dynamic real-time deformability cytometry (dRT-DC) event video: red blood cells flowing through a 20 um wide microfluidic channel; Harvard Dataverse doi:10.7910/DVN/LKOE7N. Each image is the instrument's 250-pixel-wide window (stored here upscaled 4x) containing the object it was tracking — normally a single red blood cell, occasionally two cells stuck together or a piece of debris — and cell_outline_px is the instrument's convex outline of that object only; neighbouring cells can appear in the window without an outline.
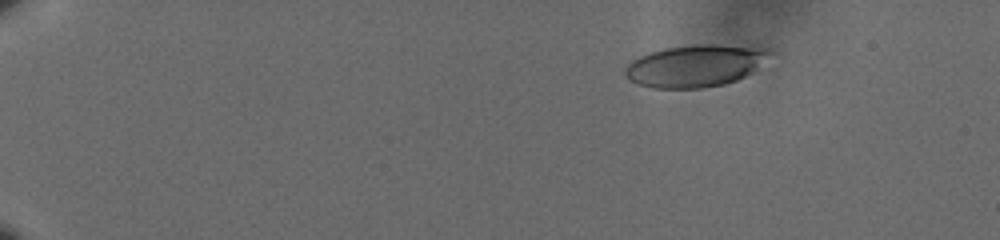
{"species": "human", "species_latin": "Homo sapiens", "temperature_condition": "cold", "stored_images_in_passage": 51, "camera_frame_rate_fps": 3000, "um_per_image_px": 0.085, "donor": {"sex": "male"}, "frame": {"image": 1, "passage_image": 1, "time_ms": 0.0, "image_size_px": [1000, 240], "cell_outline_px": [[776, 52], [752, 72], [736, 80], [724, 84], [700, 88], [652, 88], [628, 80], [624, 76], [624, 68], [632, 60], [648, 52], [668, 48], [696, 44], [712, 44], [768, 48]], "centroid_in_image_um": [59.11, 5.58], "position_along_channel_um": 25.9, "area_um2": 35.6}}
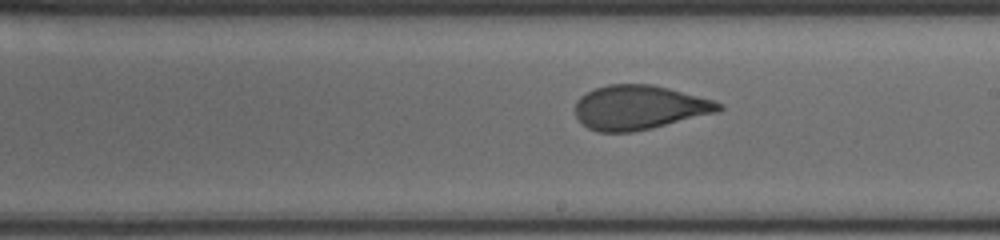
{"frame": {"image": 2, "passage_image": 29, "time_ms": 9.333, "image_size_px": [1000, 240], "cell_outline_px": [[724, 108], [720, 112], [652, 128], [632, 132], [600, 132], [588, 128], [576, 116], [576, 100], [580, 96], [596, 88], [608, 84], [652, 84], [668, 88], [712, 100], [724, 104]], "centroid_in_image_um": [54.36, 9.14], "position_along_channel_um": 234.6, "area_um2": 36.99}}
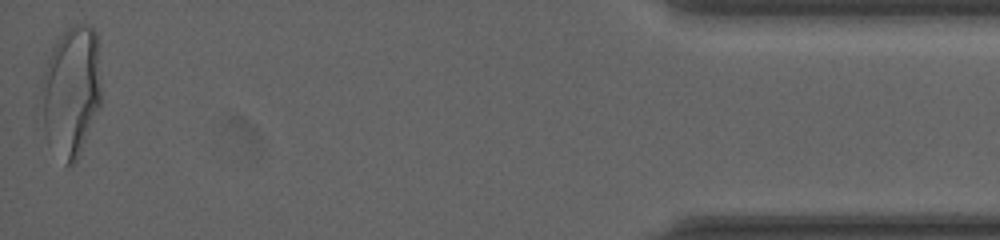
{"frame": {"image": 3, "passage_image": 51, "time_ms": 16.667, "image_size_px": [1000, 240], "cell_outline_px": [[100, 108], [80, 152], [76, 160], [72, 164], [64, 164], [36, 120], [36, 108], [44, 68], [52, 48], [60, 36], [68, 28], [84, 20], [96, 32], [100, 88]], "centroid_in_image_um": [5.97, 7.77], "position_along_channel_um": 429.2, "area_um2": 46.7}, "authors_computed_cell_mechanics": {"area_um2": 37.4544, "velocity_mm_per_s": 3.603, "shape_relaxation_time_tau1_ms": 6.3077, "shape_relaxation_time_tau2_ms": 0.8227, "deformation_change_tau1": 0.1776, "deformation_change_tau2": 0.0709}}